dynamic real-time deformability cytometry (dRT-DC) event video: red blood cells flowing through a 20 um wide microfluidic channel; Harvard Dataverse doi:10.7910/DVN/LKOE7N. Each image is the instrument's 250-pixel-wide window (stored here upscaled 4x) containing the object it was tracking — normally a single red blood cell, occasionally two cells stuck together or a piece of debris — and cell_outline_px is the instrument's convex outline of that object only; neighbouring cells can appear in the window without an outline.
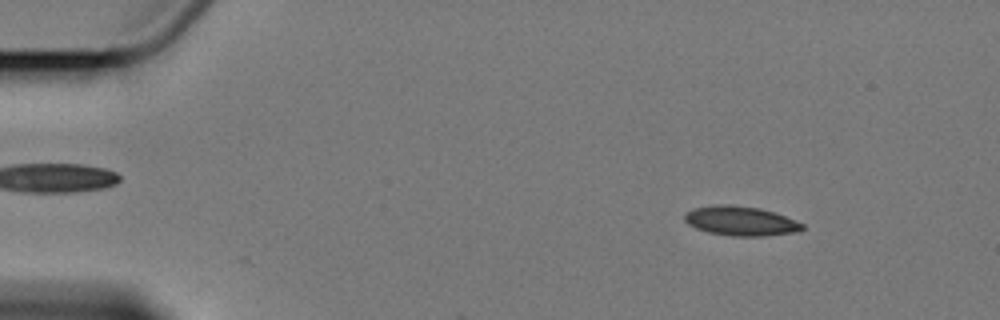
{"species": "Egyptian fruit bat (a non-hibernating species)", "species_latin": "Rousettus aegyptiacus", "temperature_condition": "cold", "stored_images_in_passage": 5, "camera_frame_rate_fps": 3000, "um_per_image_px": 0.085, "animal": {"sex": "female"}, "frame": {"image": 1, "passage_image": 2, "time_ms": 1.0, "image_size_px": [1000, 320], "cell_outline_px": [[804, 228], [800, 232], [764, 236], [732, 236], [708, 232], [696, 228], [688, 224], [684, 220], [684, 212], [692, 208], [712, 204], [732, 204], [760, 208], [776, 212], [804, 224]], "centroid_in_image_um": [62.95, 18.77], "position_along_channel_um": 22.1, "area_um2": 20.63}}
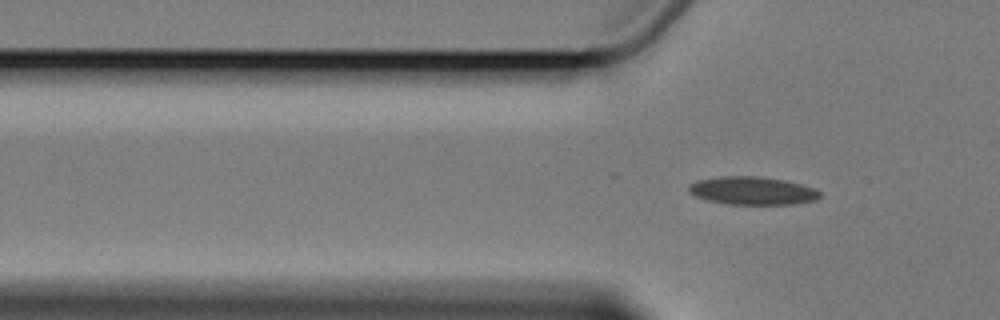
{"frame": {"image": 2, "passage_image": 5, "time_ms": 4.667, "image_size_px": [1000, 320], "cell_outline_px": [[820, 196], [816, 200], [796, 204], [732, 204], [708, 200], [696, 196], [688, 192], [688, 184], [696, 180], [724, 176], [756, 176], [784, 180], [800, 184], [812, 188], [820, 192]], "centroid_in_image_um": [63.93, 16.21], "position_along_channel_um": 61.9, "area_um2": 21.27}}